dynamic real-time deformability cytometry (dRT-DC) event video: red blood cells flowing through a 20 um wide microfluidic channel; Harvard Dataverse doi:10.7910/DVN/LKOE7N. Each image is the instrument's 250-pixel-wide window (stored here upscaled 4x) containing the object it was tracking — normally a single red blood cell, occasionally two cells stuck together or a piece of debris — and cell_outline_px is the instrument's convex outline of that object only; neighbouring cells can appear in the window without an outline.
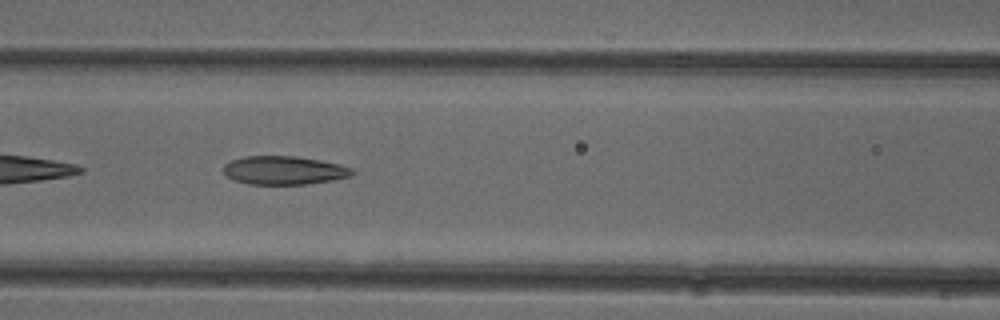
{"species": "common noctule bat (a hibernating species)", "species_latin": "Nyctalus noctula", "temperature_condition": "cold", "stored_images_in_passage": 8, "camera_frame_rate_fps": 3000, "um_per_image_px": 0.085, "animal": {"sex": "female"}, "frame": {"image": 1, "passage_image": 7, "time_ms": 6.667, "image_size_px": [1000, 320], "cell_outline_px": [[356, 172], [352, 176], [332, 180], [308, 184], [248, 184], [232, 180], [224, 172], [224, 164], [232, 160], [244, 156], [296, 156], [320, 160], [340, 164], [352, 168]], "centroid_in_image_um": [24.17, 14.48], "position_along_channel_um": 142.4, "area_um2": 21.5}}
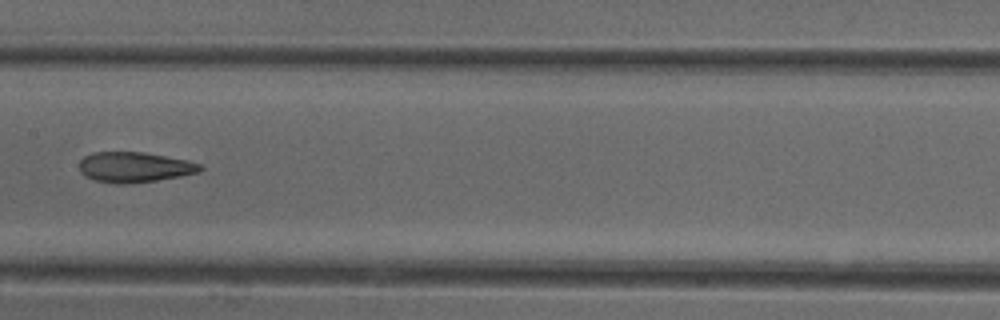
{"frame": {"image": 2, "passage_image": 8, "time_ms": 8.0, "image_size_px": [1000, 320], "cell_outline_px": [[204, 168], [200, 172], [180, 176], [156, 180], [124, 184], [116, 184], [96, 180], [84, 176], [80, 172], [80, 160], [84, 156], [92, 152], [144, 152], [188, 160], [200, 164]], "centroid_in_image_um": [11.43, 14.2], "position_along_channel_um": 196.0, "area_um2": 21.39}}